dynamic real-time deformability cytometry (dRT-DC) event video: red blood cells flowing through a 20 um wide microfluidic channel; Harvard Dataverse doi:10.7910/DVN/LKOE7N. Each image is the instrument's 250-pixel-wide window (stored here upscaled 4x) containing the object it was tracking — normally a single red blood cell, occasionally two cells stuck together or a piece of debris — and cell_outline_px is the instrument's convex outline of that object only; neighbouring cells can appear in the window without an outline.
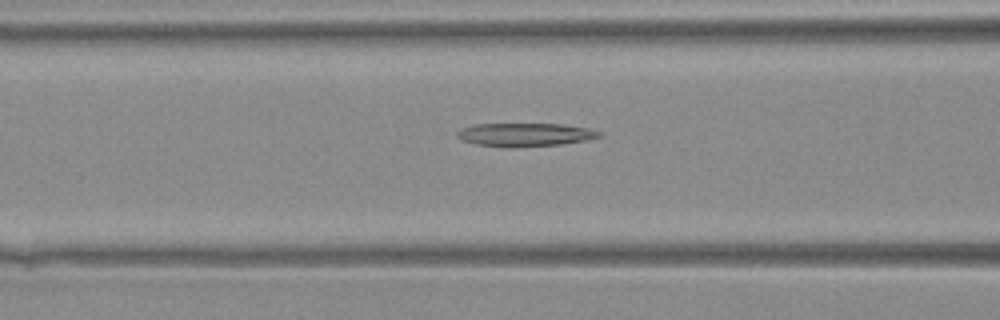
{"species": "Egyptian fruit bat (a non-hibernating species)", "species_latin": "Rousettus aegyptiacus", "temperature_condition": "warm", "stored_images_in_passage": 42, "camera_frame_rate_fps": 3000, "um_per_image_px": 0.085, "animal": {"sex": "female"}, "frame": {"image": 1, "passage_image": 18, "time_ms": 5.667, "image_size_px": [1000, 320], "cell_outline_px": [[604, 136], [588, 140], [560, 144], [512, 148], [504, 148], [476, 144], [460, 140], [456, 136], [456, 132], [460, 128], [476, 124], [560, 124], [588, 128], [604, 132]], "centroid_in_image_um": [44.63, 11.46], "position_along_channel_um": 122.0, "area_um2": 19.71}}
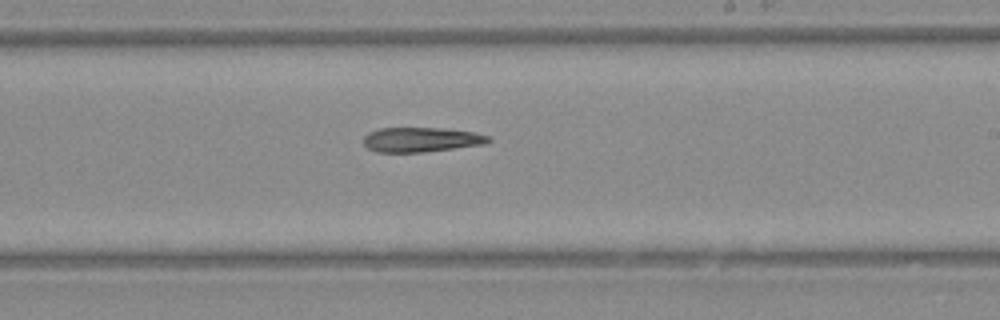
{"frame": {"image": 2, "passage_image": 26, "time_ms": 8.333, "image_size_px": [1000, 320], "cell_outline_px": [[492, 140], [484, 144], [420, 152], [376, 152], [368, 148], [364, 144], [364, 136], [368, 132], [380, 128], [444, 128], [472, 132], [488, 136]], "centroid_in_image_um": [35.76, 11.86], "position_along_channel_um": 253.2, "area_um2": 17.74}}
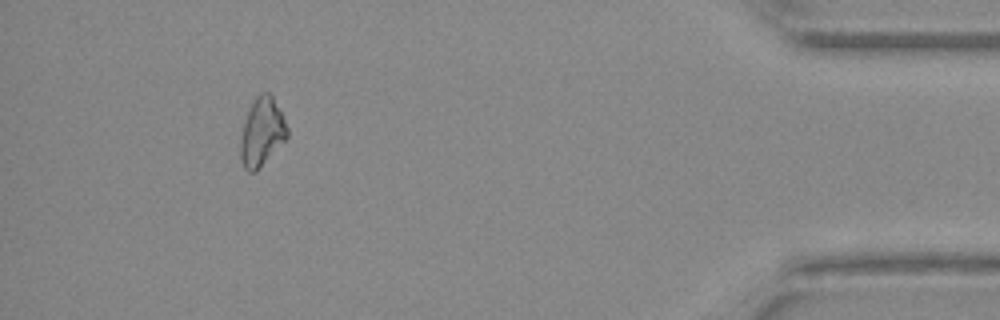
{"frame": {"image": 3, "passage_image": 39, "time_ms": 12.667, "image_size_px": [1000, 320], "cell_outline_px": [[288, 136], [256, 172], [248, 172], [244, 168], [240, 156], [240, 140], [244, 120], [256, 96], [260, 92], [268, 92], [272, 96], [288, 128]], "centroid_in_image_um": [22.24, 11.24], "position_along_channel_um": 413.0, "area_um2": 18.32}}